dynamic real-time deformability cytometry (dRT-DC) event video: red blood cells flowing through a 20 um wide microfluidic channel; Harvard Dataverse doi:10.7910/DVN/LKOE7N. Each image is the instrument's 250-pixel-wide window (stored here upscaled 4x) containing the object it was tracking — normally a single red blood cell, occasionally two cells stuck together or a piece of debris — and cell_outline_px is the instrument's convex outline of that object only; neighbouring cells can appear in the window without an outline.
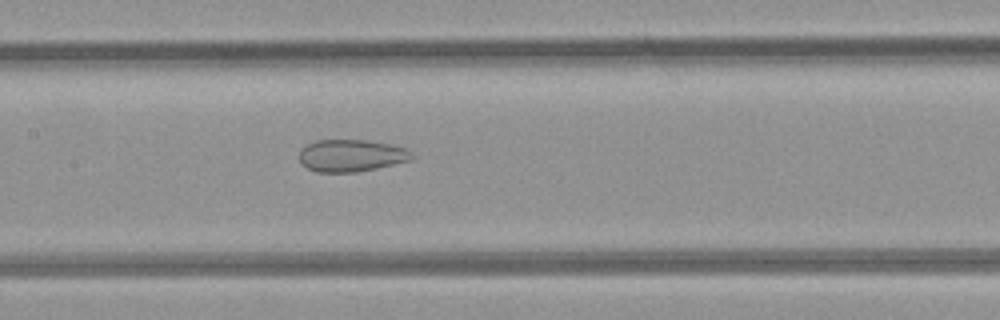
{"species": "common noctule bat (a hibernating species)", "species_latin": "Nyctalus noctula", "temperature_condition": "room temperature", "stored_images_in_passage": 5, "camera_frame_rate_fps": 3000, "um_per_image_px": 0.085, "animal": {"sex": "female", "body_mass_g": 21.9}, "frame": {"image": 1, "passage_image": 5, "time_ms": 5.667, "image_size_px": [1000, 320], "cell_outline_px": [[416, 156], [412, 160], [376, 168], [356, 172], [316, 172], [300, 164], [300, 148], [316, 140], [368, 140], [392, 144], [408, 148]], "centroid_in_image_um": [29.89, 13.21], "position_along_channel_um": 177.5, "area_um2": 21.39}}